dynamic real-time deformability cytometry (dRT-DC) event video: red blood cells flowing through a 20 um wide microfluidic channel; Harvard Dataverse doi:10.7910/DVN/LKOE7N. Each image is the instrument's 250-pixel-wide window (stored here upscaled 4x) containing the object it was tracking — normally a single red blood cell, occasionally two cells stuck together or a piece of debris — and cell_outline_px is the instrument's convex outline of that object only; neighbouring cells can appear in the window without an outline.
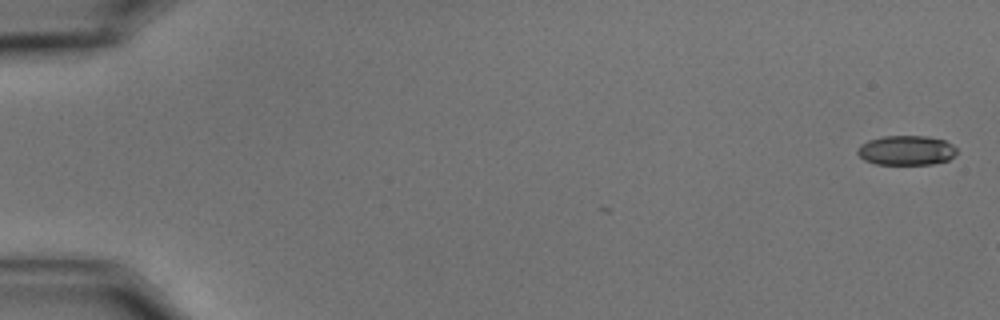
{"species": "common noctule bat (a hibernating species)", "species_latin": "Nyctalus noctula", "temperature_condition": "cold", "stored_images_in_passage": 8, "camera_frame_rate_fps": 3000, "um_per_image_px": 0.085, "animal": {"sex": "male", "body_mass_g": 15.6}, "frame": {"image": 1, "passage_image": 1, "time_ms": 0.0, "image_size_px": [1000, 320], "cell_outline_px": [[956, 152], [948, 160], [932, 164], [876, 164], [864, 160], [856, 152], [860, 144], [868, 140], [884, 136], [924, 136], [944, 140], [952, 144], [956, 148]], "centroid_in_image_um": [77.01, 12.78], "position_along_channel_um": 8.0, "area_um2": 17.05}}